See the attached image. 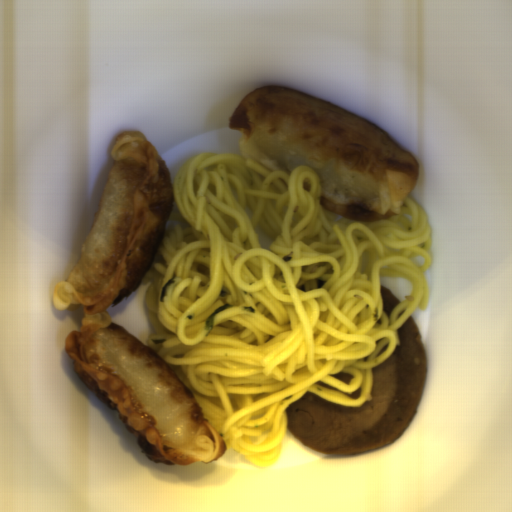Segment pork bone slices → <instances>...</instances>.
<instances>
[{
  "mask_svg": "<svg viewBox=\"0 0 512 512\" xmlns=\"http://www.w3.org/2000/svg\"><path fill=\"white\" fill-rule=\"evenodd\" d=\"M394 352L372 368L369 397L341 406L312 392L286 409L287 431L319 452L358 455L396 442L414 419L427 385V356L416 320L398 331Z\"/></svg>",
  "mask_w": 512,
  "mask_h": 512,
  "instance_id": "d1f655de",
  "label": "pork bone slices"
},
{
  "mask_svg": "<svg viewBox=\"0 0 512 512\" xmlns=\"http://www.w3.org/2000/svg\"><path fill=\"white\" fill-rule=\"evenodd\" d=\"M332 377L336 378L337 380L345 383L350 384L353 377H355L353 374L345 373V372H338L337 374H331Z\"/></svg>",
  "mask_w": 512,
  "mask_h": 512,
  "instance_id": "559dba5c",
  "label": "pork bone slices"
},
{
  "mask_svg": "<svg viewBox=\"0 0 512 512\" xmlns=\"http://www.w3.org/2000/svg\"><path fill=\"white\" fill-rule=\"evenodd\" d=\"M380 291L383 297V310L387 316H390L400 301L395 294L384 285H380Z\"/></svg>",
  "mask_w": 512,
  "mask_h": 512,
  "instance_id": "8bd94acc",
  "label": "pork bone slices"
},
{
  "mask_svg": "<svg viewBox=\"0 0 512 512\" xmlns=\"http://www.w3.org/2000/svg\"><path fill=\"white\" fill-rule=\"evenodd\" d=\"M344 395L347 396L348 398H351V399H354V400H358L361 397V395H362V391H361V388L359 387L353 393L348 394V393L345 392Z\"/></svg>",
  "mask_w": 512,
  "mask_h": 512,
  "instance_id": "b8b60e73",
  "label": "pork bone slices"
},
{
  "mask_svg": "<svg viewBox=\"0 0 512 512\" xmlns=\"http://www.w3.org/2000/svg\"><path fill=\"white\" fill-rule=\"evenodd\" d=\"M319 387H323V388H326V389H330V390H338L337 388H335L334 386H332L331 384L329 383H326L324 381H319L316 383ZM340 391V390H338Z\"/></svg>",
  "mask_w": 512,
  "mask_h": 512,
  "instance_id": "1417232f",
  "label": "pork bone slices"
}]
</instances>
